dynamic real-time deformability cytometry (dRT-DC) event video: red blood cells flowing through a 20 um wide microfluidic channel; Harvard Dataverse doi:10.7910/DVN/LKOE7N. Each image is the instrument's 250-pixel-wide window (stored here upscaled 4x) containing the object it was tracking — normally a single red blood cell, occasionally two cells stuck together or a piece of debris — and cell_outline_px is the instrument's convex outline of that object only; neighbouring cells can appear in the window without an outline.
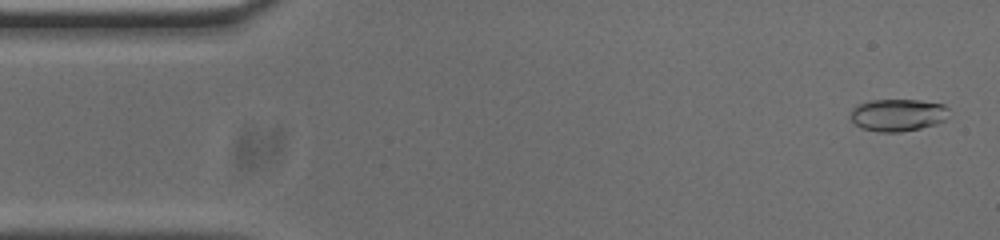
{"species": "common noctule bat (a hibernating species)", "species_latin": "Nyctalus noctula", "temperature_condition": "cold", "stored_images_in_passage": 53, "camera_frame_rate_fps": 3000, "um_per_image_px": 0.085, "animal": {"sex": "male", "body_mass_g": 20.0, "forearm_length_mm": 53.3}, "frame": {"image": 1, "passage_image": 2, "time_ms": 0.333, "image_size_px": [1000, 240], "cell_outline_px": [[948, 108], [944, 120], [936, 124], [920, 128], [900, 132], [876, 132], [860, 128], [848, 116], [852, 108], [860, 104], [872, 100], [920, 100], [944, 104]], "centroid_in_image_um": [76.27, 9.78], "position_along_channel_um": 8.7, "area_um2": 18.55}}
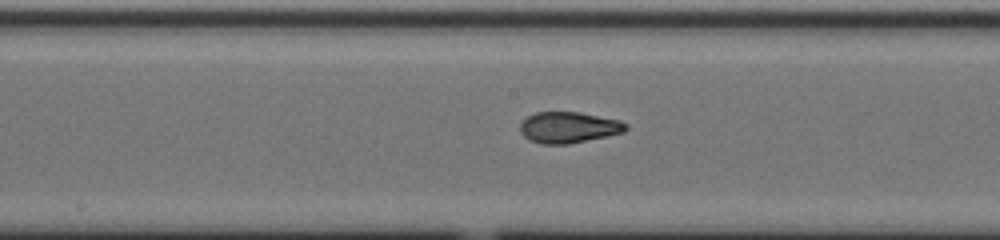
{"frame": {"image": 2, "passage_image": 26, "time_ms": 8.333, "image_size_px": [1000, 240], "cell_outline_px": [[628, 128], [624, 132], [608, 136], [568, 144], [540, 144], [528, 140], [520, 132], [520, 124], [528, 116], [536, 112], [580, 112], [620, 120], [628, 124]], "centroid_in_image_um": [48.34, 10.83], "position_along_channel_um": 199.9, "area_um2": 19.31}}
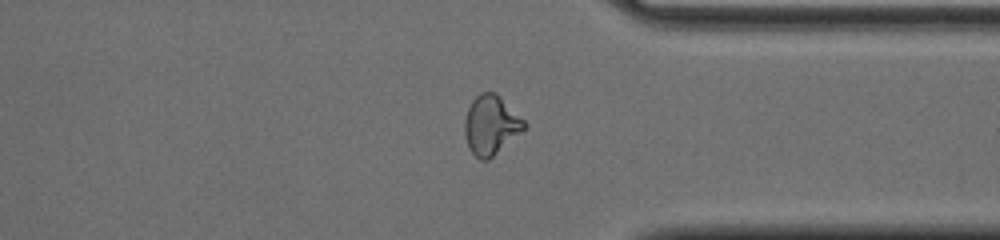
{"frame": {"image": 3, "passage_image": 40, "time_ms": 13.0, "image_size_px": [1000, 240], "cell_outline_px": [[524, 128], [520, 132], [488, 160], [480, 160], [468, 148], [464, 136], [464, 120], [468, 108], [472, 100], [480, 92], [496, 92], [524, 120]], "centroid_in_image_um": [41.67, 10.61], "position_along_channel_um": 369.7, "area_um2": 20.29}, "authors_computed_cell_mechanics": {"area_um2": 19.3052, "velocity_mm_per_s": 3.7539, "shape_relaxation_time_tau1_ms": 6.7922, "shape_relaxation_time_tau2_ms": 1.2931, "deformation_change_tau1": 0.2102, "deformation_change_tau2": 0.0638}}